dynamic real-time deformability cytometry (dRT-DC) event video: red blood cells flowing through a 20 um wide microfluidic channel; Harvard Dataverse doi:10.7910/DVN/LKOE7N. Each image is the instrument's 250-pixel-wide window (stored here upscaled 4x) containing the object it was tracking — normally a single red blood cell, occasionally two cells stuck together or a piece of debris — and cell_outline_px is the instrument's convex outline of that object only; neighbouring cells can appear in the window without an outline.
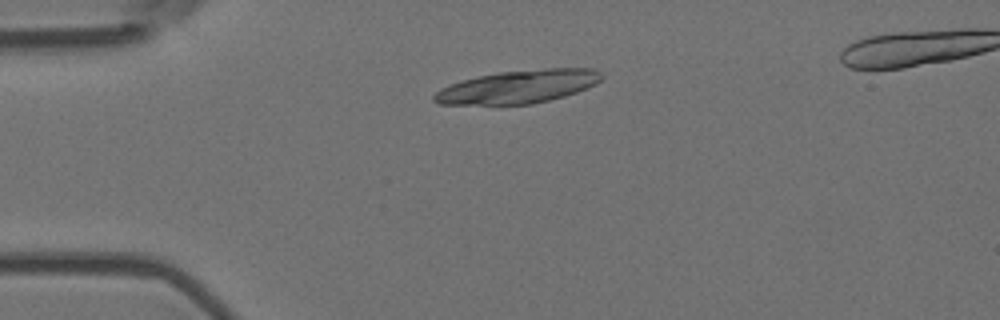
{"species": "Egyptian fruit bat (a non-hibernating species)", "species_latin": "Rousettus aegyptiacus", "temperature_condition": "room temperature", "stored_images_in_passage": 7, "camera_frame_rate_fps": 3000, "um_per_image_px": 0.085, "animal": {"sex": "female"}, "frame": {"image": 1, "passage_image": 1, "time_ms": 0.0, "image_size_px": [1000, 320], "cell_outline_px": [[604, 76], [596, 84], [588, 88], [564, 96], [532, 104], [440, 104], [432, 100], [432, 96], [440, 88], [460, 80], [476, 76], [496, 72], [548, 68], [596, 68], [604, 72]], "centroid_in_image_um": [44.07, 7.35], "position_along_channel_um": 40.9, "area_um2": 32.6}}
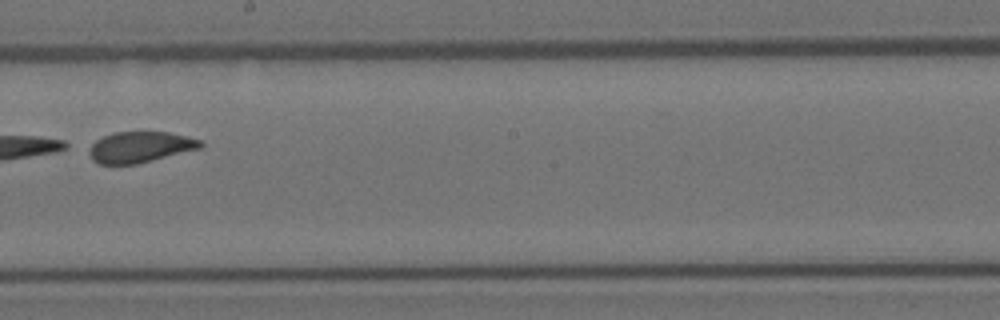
{"frame": {"image": 2, "passage_image": 6, "time_ms": 1.667, "image_size_px": [1000, 320], "cell_outline_px": [[204, 144], [200, 148], [136, 164], [96, 164], [92, 160], [88, 152], [92, 144], [96, 140], [104, 136], [116, 132], [168, 132], [200, 140]], "centroid_in_image_um": [11.87, 12.51], "position_along_channel_um": 236.3, "area_um2": 19.83}}